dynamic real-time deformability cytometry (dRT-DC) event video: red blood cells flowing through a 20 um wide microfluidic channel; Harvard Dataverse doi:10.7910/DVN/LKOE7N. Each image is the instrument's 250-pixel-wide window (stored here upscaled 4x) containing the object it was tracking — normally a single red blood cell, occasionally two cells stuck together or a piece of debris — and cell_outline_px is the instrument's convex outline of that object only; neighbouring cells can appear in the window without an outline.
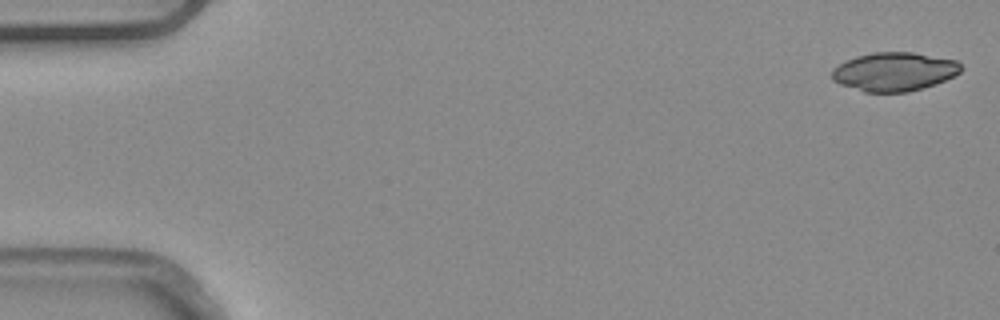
{"species": "common noctule bat (a hibernating species)", "species_latin": "Nyctalus noctula", "temperature_condition": "warm", "stored_images_in_passage": 4, "camera_frame_rate_fps": 3000, "um_per_image_px": 0.085, "animal": {"sex": "male", "body_mass_g": 20.4}, "frame": {"image": 1, "passage_image": 1, "time_ms": 0.0, "image_size_px": [1000, 320], "cell_outline_px": [[964, 68], [960, 72], [936, 84], [908, 92], [864, 92], [840, 84], [832, 80], [832, 68], [844, 60], [856, 56], [872, 52], [912, 52], [956, 60]], "centroid_in_image_um": [75.98, 6.09], "position_along_channel_um": 9.0, "area_um2": 29.25}}